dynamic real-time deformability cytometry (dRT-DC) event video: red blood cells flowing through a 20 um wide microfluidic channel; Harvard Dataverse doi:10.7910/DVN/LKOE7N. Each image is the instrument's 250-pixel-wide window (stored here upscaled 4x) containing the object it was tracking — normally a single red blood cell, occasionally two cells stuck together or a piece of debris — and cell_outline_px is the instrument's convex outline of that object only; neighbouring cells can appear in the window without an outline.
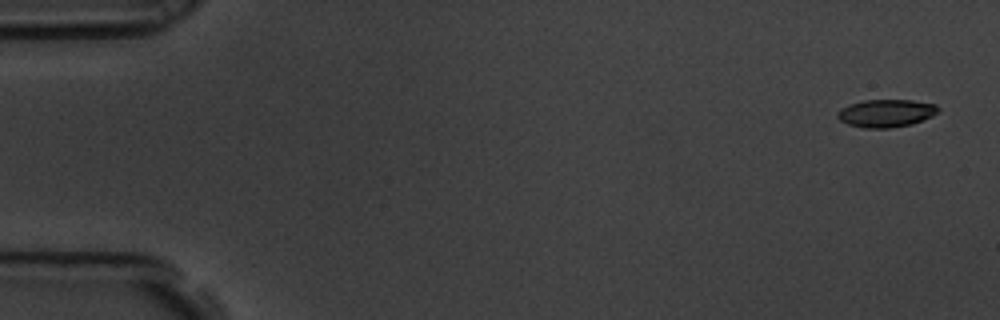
{"species": "common noctule bat (a hibernating species)", "species_latin": "Nyctalus noctula", "temperature_condition": "room temperature", "stored_images_in_passage": 15, "camera_frame_rate_fps": 3000, "um_per_image_px": 0.085, "animal": {"sex": "male", "body_mass_g": 19.5, "forearm_length_mm": 54.6}, "frame": {"image": 1, "passage_image": 1, "time_ms": 0.0, "image_size_px": [1000, 320], "cell_outline_px": [[940, 112], [932, 116], [912, 124], [888, 128], [864, 128], [848, 124], [840, 120], [836, 116], [840, 108], [848, 104], [864, 100], [912, 100], [936, 104], [940, 108]], "centroid_in_image_um": [75.33, 9.61], "position_along_channel_um": 9.7, "area_um2": 16.42}}
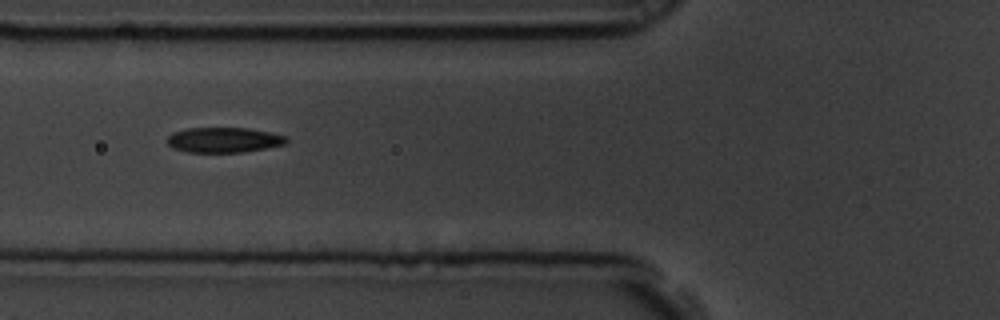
{"frame": {"image": 2, "passage_image": 6, "time_ms": 1.667, "image_size_px": [1000, 320], "cell_outline_px": [[288, 140], [284, 144], [244, 152], [188, 152], [172, 148], [168, 144], [168, 136], [172, 132], [188, 128], [248, 128], [268, 132], [284, 136]], "centroid_in_image_um": [18.97, 11.89], "position_along_channel_um": 106.8, "area_um2": 17.28}}
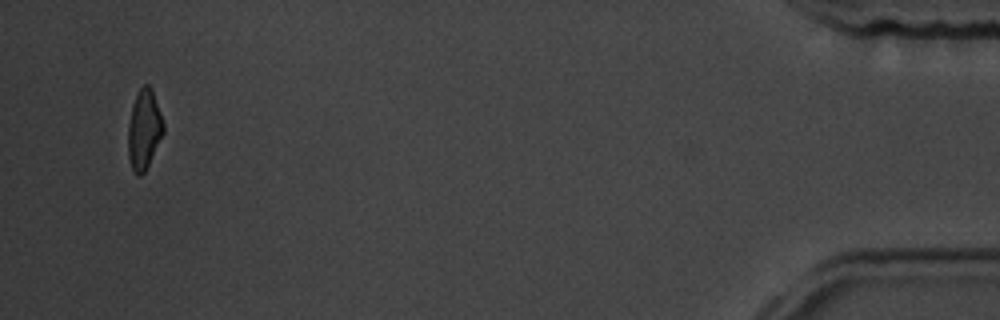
{"frame": {"image": 3, "passage_image": 15, "time_ms": 4.667, "image_size_px": [1000, 320], "cell_outline_px": [[164, 132], [144, 172], [140, 176], [136, 176], [132, 168], [128, 156], [128, 124], [132, 104], [140, 88], [144, 84], [148, 84], [152, 88], [164, 124]], "centroid_in_image_um": [12.24, 10.99], "position_along_channel_um": 423.0, "area_um2": 16.3}}